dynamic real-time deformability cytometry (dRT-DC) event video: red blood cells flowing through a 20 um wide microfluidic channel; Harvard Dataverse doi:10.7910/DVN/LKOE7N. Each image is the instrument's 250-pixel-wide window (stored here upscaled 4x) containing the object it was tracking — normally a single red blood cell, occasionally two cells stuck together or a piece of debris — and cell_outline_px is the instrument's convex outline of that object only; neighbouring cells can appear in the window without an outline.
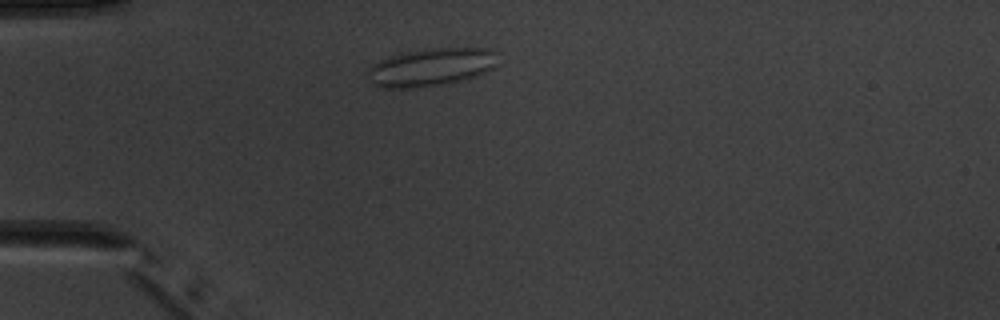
{"species": "common noctule bat (a hibernating species)", "species_latin": "Nyctalus noctula", "temperature_condition": "warm", "stored_images_in_passage": 3, "camera_frame_rate_fps": 3000, "um_per_image_px": 0.085, "animal": {"sex": "male", "body_mass_g": 20.1, "forearm_length_mm": 53.5}, "frame": {"image": 1, "passage_image": 2, "time_ms": 1.333, "image_size_px": [1000, 320], "cell_outline_px": [[496, 64], [492, 68], [476, 76], [444, 84], [420, 88], [380, 88], [368, 84], [364, 76], [368, 68], [372, 64], [388, 56], [408, 52], [432, 48], [488, 48], [492, 52]], "centroid_in_image_um": [36.49, 5.74], "position_along_channel_um": 48.5, "area_um2": 28.9}}